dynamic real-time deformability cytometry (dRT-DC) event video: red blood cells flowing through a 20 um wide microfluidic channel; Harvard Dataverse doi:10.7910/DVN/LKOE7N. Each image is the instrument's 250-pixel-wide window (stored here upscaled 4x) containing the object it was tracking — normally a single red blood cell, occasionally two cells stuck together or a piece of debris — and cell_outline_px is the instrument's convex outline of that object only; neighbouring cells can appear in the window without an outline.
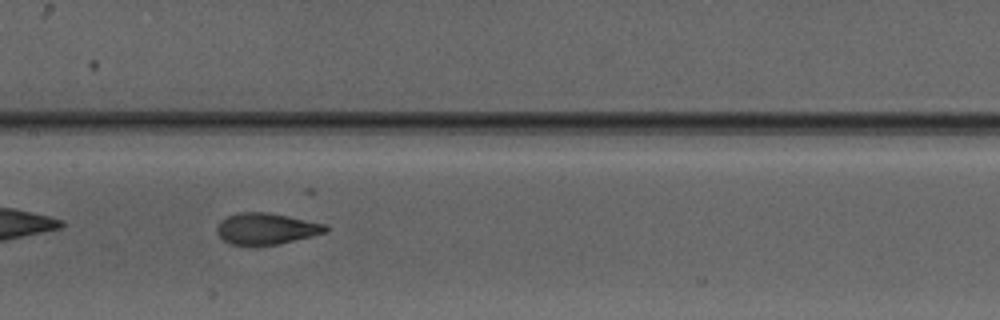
{"species": "Egyptian fruit bat (a non-hibernating species)", "species_latin": "Rousettus aegyptiacus", "temperature_condition": "warm", "stored_images_in_passage": 32, "camera_frame_rate_fps": 3000, "um_per_image_px": 0.085, "animal": {"sex": "male"}, "frame": {"image": 1, "passage_image": 10, "time_ms": 3.0, "image_size_px": [1000, 320], "cell_outline_px": [[328, 232], [312, 236], [276, 244], [252, 248], [232, 244], [224, 240], [216, 232], [216, 228], [220, 220], [228, 216], [240, 212], [268, 212], [288, 216], [324, 224], [328, 228]], "centroid_in_image_um": [22.59, 19.46], "position_along_channel_um": 184.8, "area_um2": 20.11}}
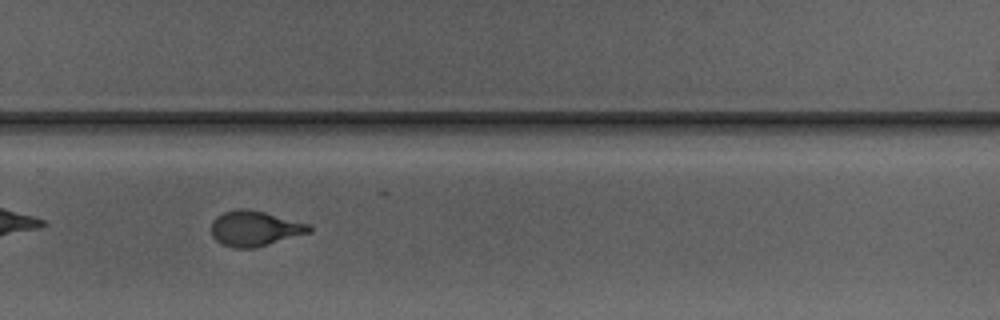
{"frame": {"image": 2, "passage_image": 19, "time_ms": 6.0, "image_size_px": [1000, 320], "cell_outline_px": [[312, 232], [256, 248], [236, 248], [224, 244], [216, 240], [212, 236], [212, 220], [216, 216], [224, 212], [240, 208], [248, 208], [264, 212], [308, 224], [312, 228]], "centroid_in_image_um": [21.65, 19.42], "position_along_channel_um": 308.1, "area_um2": 20.06}}